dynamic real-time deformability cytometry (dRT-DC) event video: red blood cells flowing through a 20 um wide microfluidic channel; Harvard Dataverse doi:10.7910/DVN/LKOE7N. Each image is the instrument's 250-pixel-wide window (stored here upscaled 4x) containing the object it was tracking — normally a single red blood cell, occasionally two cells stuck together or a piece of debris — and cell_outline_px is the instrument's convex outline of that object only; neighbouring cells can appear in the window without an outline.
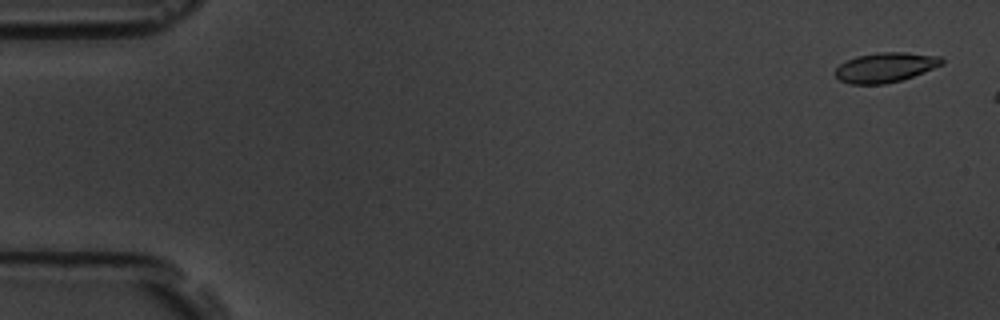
{"species": "common noctule bat (a hibernating species)", "species_latin": "Nyctalus noctula", "temperature_condition": "room temperature", "stored_images_in_passage": 3, "camera_frame_rate_fps": 3000, "um_per_image_px": 0.085, "animal": {"sex": "male", "body_mass_g": 19.5, "forearm_length_mm": 54.6}, "frame": {"image": 1, "passage_image": 1, "time_ms": 0.0, "image_size_px": [1000, 320], "cell_outline_px": [[944, 64], [912, 76], [900, 80], [884, 84], [848, 84], [840, 80], [836, 76], [836, 68], [840, 64], [856, 56], [880, 52], [904, 52], [940, 56], [944, 60]], "centroid_in_image_um": [75.26, 5.72], "position_along_channel_um": 9.7, "area_um2": 18.32}}